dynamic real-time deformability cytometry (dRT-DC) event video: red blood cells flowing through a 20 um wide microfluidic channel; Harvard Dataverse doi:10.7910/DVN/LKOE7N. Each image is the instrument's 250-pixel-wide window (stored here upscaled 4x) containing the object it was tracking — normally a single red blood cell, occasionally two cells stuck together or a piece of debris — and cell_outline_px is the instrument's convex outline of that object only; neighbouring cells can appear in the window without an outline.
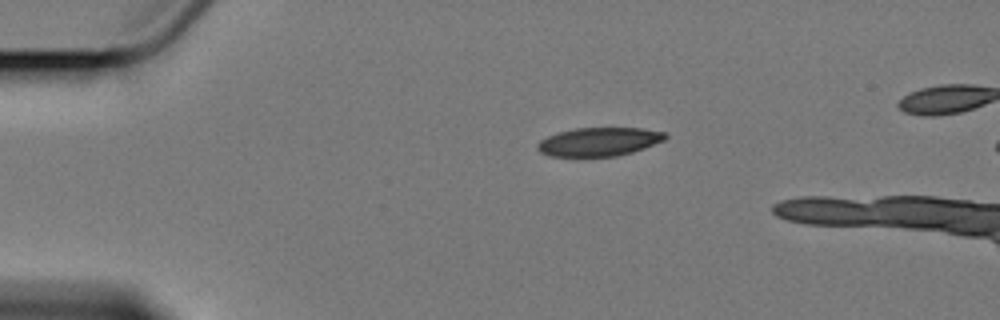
{"species": "Egyptian fruit bat (a non-hibernating species)", "species_latin": "Rousettus aegyptiacus", "temperature_condition": "cold", "stored_images_in_passage": 3, "camera_frame_rate_fps": 3000, "um_per_image_px": 0.085, "animal": {"sex": "female"}, "frame": {"image": 1, "passage_image": 1, "time_ms": 0.0, "image_size_px": [1000, 320], "cell_outline_px": [[668, 136], [664, 140], [644, 148], [632, 152], [616, 156], [576, 160], [548, 156], [540, 152], [536, 148], [536, 144], [540, 140], [548, 136], [560, 132], [576, 128], [640, 128], [668, 132]], "centroid_in_image_um": [50.85, 12.1], "position_along_channel_um": 34.1, "area_um2": 22.25}}